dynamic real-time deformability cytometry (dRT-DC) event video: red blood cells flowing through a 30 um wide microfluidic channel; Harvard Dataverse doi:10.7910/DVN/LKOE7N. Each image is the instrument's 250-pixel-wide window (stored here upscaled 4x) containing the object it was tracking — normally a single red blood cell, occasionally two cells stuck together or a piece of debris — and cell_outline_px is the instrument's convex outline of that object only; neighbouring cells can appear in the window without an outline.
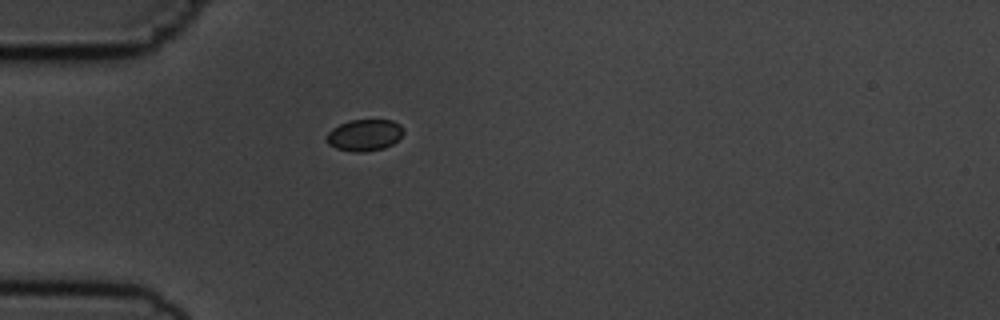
{"species": "common noctule bat (a hibernating species)", "species_latin": "Nyctalus noctula", "temperature_condition": "cold", "stored_images_in_passage": 1, "camera_frame_rate_fps": 3000, "um_per_image_px": 0.085, "animal": {"sex": "male", "body_mass_g": 19.5, "forearm_length_mm": 54.6}, "frame": {"image": 1, "passage_image": 1, "time_ms": 0.0, "image_size_px": [1000, 320], "cell_outline_px": [[404, 132], [392, 144], [384, 148], [364, 152], [352, 152], [336, 148], [328, 144], [324, 140], [328, 132], [332, 128], [348, 120], [392, 120], [400, 124], [404, 128]], "centroid_in_image_um": [30.95, 11.48], "position_along_channel_um": 54.0, "area_um2": 14.28}}